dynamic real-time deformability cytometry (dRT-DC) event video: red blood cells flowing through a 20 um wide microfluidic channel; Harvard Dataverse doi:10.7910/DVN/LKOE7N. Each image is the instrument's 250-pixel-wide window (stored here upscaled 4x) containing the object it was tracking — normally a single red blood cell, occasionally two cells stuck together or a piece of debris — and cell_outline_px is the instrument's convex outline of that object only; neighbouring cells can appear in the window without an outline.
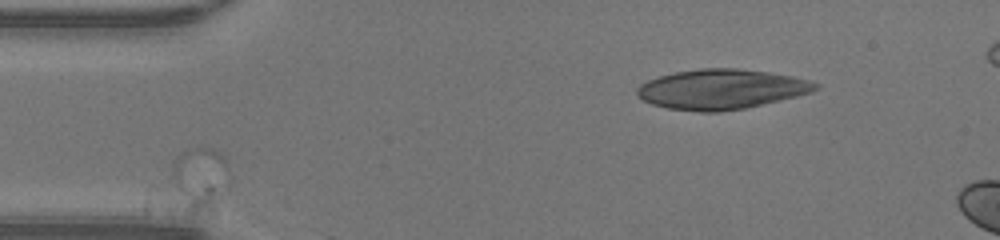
{"species": "human", "species_latin": "Homo sapiens", "temperature_condition": "warm", "stored_images_in_passage": 45, "segment_of_instrument_passage": [2, 3], "camera_frame_rate_fps": 3000, "um_per_image_px": 0.085, "donor": {"sex": "male"}, "frame": {"image": 1, "passage_image": 6, "time_ms": 1.667, "image_size_px": [1000, 240], "cell_outline_px": [[216, 212], [144, 212], [144, 192], [172, 160], [180, 152], [192, 152], [212, 188]], "centroid_in_image_um": [15.34, 16.01], "position_along_channel_um": 69.7, "area_um2": 22.14}}